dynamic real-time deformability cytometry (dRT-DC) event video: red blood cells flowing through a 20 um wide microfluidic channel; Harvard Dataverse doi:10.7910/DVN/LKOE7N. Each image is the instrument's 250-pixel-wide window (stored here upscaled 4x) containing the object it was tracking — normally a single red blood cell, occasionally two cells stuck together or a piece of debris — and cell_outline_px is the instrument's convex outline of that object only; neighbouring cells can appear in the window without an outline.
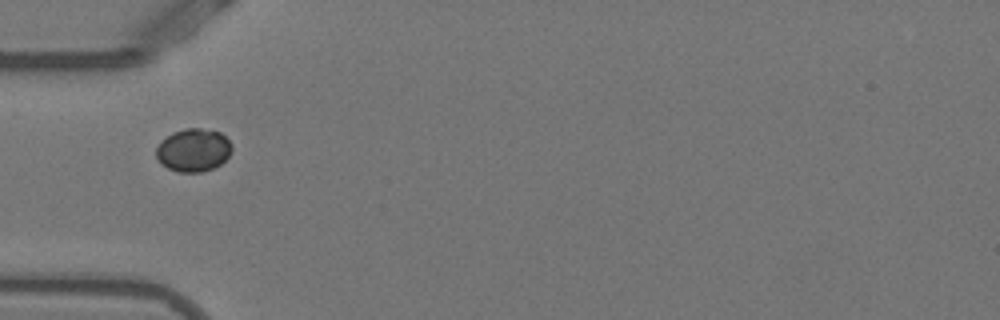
{"species": "Egyptian fruit bat (a non-hibernating species)", "species_latin": "Rousettus aegyptiacus", "temperature_condition": "warm", "stored_images_in_passage": 21, "camera_frame_rate_fps": 3000, "um_per_image_px": 0.085, "animal": {"sex": "female"}, "frame": {"image": 1, "passage_image": 1, "time_ms": 0.0, "image_size_px": [1000, 320], "cell_outline_px": [[232, 152], [220, 164], [212, 168], [200, 172], [180, 172], [168, 168], [160, 164], [156, 156], [156, 148], [160, 140], [172, 132], [184, 128], [200, 128], [220, 132], [232, 144]], "centroid_in_image_um": [16.41, 12.75], "position_along_channel_um": 68.6, "area_um2": 19.07}}